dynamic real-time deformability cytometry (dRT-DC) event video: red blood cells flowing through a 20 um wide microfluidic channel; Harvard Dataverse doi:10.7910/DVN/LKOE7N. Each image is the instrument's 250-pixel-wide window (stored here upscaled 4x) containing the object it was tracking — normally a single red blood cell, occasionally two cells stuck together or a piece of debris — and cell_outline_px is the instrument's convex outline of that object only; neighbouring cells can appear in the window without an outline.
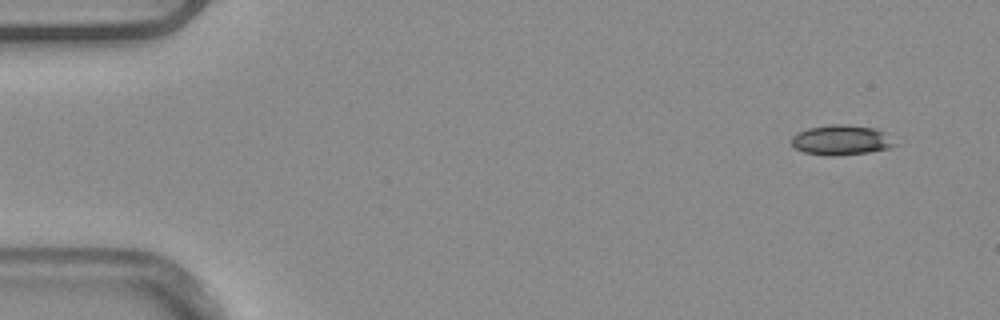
{"species": "common noctule bat (a hibernating species)", "species_latin": "Nyctalus noctula", "temperature_condition": "warm", "stored_images_in_passage": 4, "camera_frame_rate_fps": 3000, "um_per_image_px": 0.085, "animal": {"sex": "male", "body_mass_g": 20.4}, "frame": {"image": 1, "passage_image": 1, "time_ms": 0.0, "image_size_px": [1000, 320], "cell_outline_px": [[900, 144], [888, 148], [868, 152], [832, 156], [828, 156], [804, 152], [796, 148], [792, 144], [792, 136], [808, 128], [832, 124], [844, 124], [876, 128], [884, 132]], "centroid_in_image_um": [71.55, 11.9], "position_along_channel_um": 13.4, "area_um2": 18.03}}
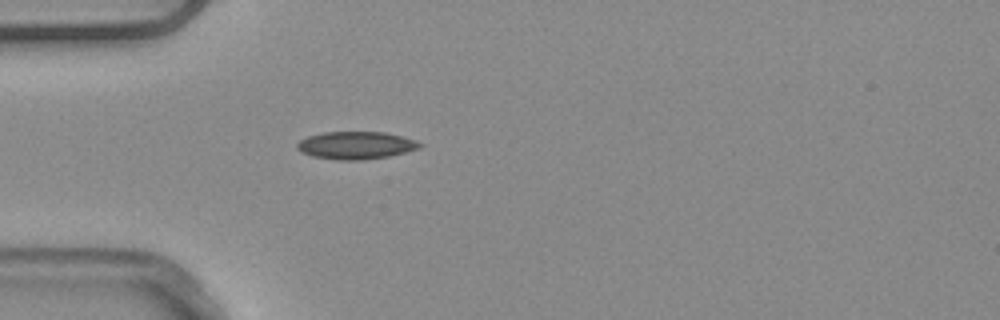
{"frame": {"image": 2, "passage_image": 4, "time_ms": 1.0, "image_size_px": [1000, 320], "cell_outline_px": [[424, 144], [420, 148], [388, 156], [364, 160], [336, 160], [312, 156], [300, 152], [296, 148], [296, 144], [300, 140], [308, 136], [324, 132], [384, 132], [416, 140]], "centroid_in_image_um": [30.23, 12.35], "position_along_channel_um": 54.8, "area_um2": 19.77}}